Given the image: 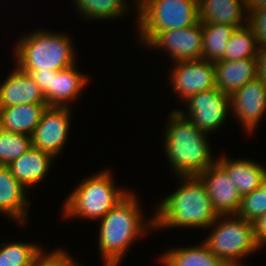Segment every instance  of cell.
Instances as JSON below:
<instances>
[{
	"mask_svg": "<svg viewBox=\"0 0 266 266\" xmlns=\"http://www.w3.org/2000/svg\"><path fill=\"white\" fill-rule=\"evenodd\" d=\"M72 41L65 34L36 31L19 40L14 50L20 70L65 69L76 62Z\"/></svg>",
	"mask_w": 266,
	"mask_h": 266,
	"instance_id": "obj_4",
	"label": "cell"
},
{
	"mask_svg": "<svg viewBox=\"0 0 266 266\" xmlns=\"http://www.w3.org/2000/svg\"><path fill=\"white\" fill-rule=\"evenodd\" d=\"M169 121L164 131L166 157L176 174L181 176H198L215 164L209 142L204 131L178 109L168 116Z\"/></svg>",
	"mask_w": 266,
	"mask_h": 266,
	"instance_id": "obj_1",
	"label": "cell"
},
{
	"mask_svg": "<svg viewBox=\"0 0 266 266\" xmlns=\"http://www.w3.org/2000/svg\"><path fill=\"white\" fill-rule=\"evenodd\" d=\"M266 213V179L261 183V185L242 196L241 204L237 216L253 222L262 214Z\"/></svg>",
	"mask_w": 266,
	"mask_h": 266,
	"instance_id": "obj_28",
	"label": "cell"
},
{
	"mask_svg": "<svg viewBox=\"0 0 266 266\" xmlns=\"http://www.w3.org/2000/svg\"><path fill=\"white\" fill-rule=\"evenodd\" d=\"M28 73L33 81L39 86L45 97L47 106H51V81L52 75L58 71L53 70H21Z\"/></svg>",
	"mask_w": 266,
	"mask_h": 266,
	"instance_id": "obj_31",
	"label": "cell"
},
{
	"mask_svg": "<svg viewBox=\"0 0 266 266\" xmlns=\"http://www.w3.org/2000/svg\"><path fill=\"white\" fill-rule=\"evenodd\" d=\"M174 63L170 80L173 90L181 96L182 100L216 87L213 62L199 59Z\"/></svg>",
	"mask_w": 266,
	"mask_h": 266,
	"instance_id": "obj_11",
	"label": "cell"
},
{
	"mask_svg": "<svg viewBox=\"0 0 266 266\" xmlns=\"http://www.w3.org/2000/svg\"><path fill=\"white\" fill-rule=\"evenodd\" d=\"M259 45L252 28L246 24L236 28L230 36L223 55V60H240L244 58H256Z\"/></svg>",
	"mask_w": 266,
	"mask_h": 266,
	"instance_id": "obj_24",
	"label": "cell"
},
{
	"mask_svg": "<svg viewBox=\"0 0 266 266\" xmlns=\"http://www.w3.org/2000/svg\"><path fill=\"white\" fill-rule=\"evenodd\" d=\"M256 59L258 77L266 81V45L259 46Z\"/></svg>",
	"mask_w": 266,
	"mask_h": 266,
	"instance_id": "obj_33",
	"label": "cell"
},
{
	"mask_svg": "<svg viewBox=\"0 0 266 266\" xmlns=\"http://www.w3.org/2000/svg\"><path fill=\"white\" fill-rule=\"evenodd\" d=\"M41 249L31 243H2L0 266H33L36 255Z\"/></svg>",
	"mask_w": 266,
	"mask_h": 266,
	"instance_id": "obj_26",
	"label": "cell"
},
{
	"mask_svg": "<svg viewBox=\"0 0 266 266\" xmlns=\"http://www.w3.org/2000/svg\"><path fill=\"white\" fill-rule=\"evenodd\" d=\"M186 102L188 114L183 110L179 111L206 134L222 126L229 112L228 109H231L230 95L221 92L217 87L198 92L190 96Z\"/></svg>",
	"mask_w": 266,
	"mask_h": 266,
	"instance_id": "obj_8",
	"label": "cell"
},
{
	"mask_svg": "<svg viewBox=\"0 0 266 266\" xmlns=\"http://www.w3.org/2000/svg\"><path fill=\"white\" fill-rule=\"evenodd\" d=\"M53 157L39 149L31 147L21 157L14 160L10 169L14 177L25 187L40 183L49 172Z\"/></svg>",
	"mask_w": 266,
	"mask_h": 266,
	"instance_id": "obj_17",
	"label": "cell"
},
{
	"mask_svg": "<svg viewBox=\"0 0 266 266\" xmlns=\"http://www.w3.org/2000/svg\"><path fill=\"white\" fill-rule=\"evenodd\" d=\"M183 185L166 196L153 217L154 229L168 227L208 228L216 220L205 184L198 176H181Z\"/></svg>",
	"mask_w": 266,
	"mask_h": 266,
	"instance_id": "obj_2",
	"label": "cell"
},
{
	"mask_svg": "<svg viewBox=\"0 0 266 266\" xmlns=\"http://www.w3.org/2000/svg\"><path fill=\"white\" fill-rule=\"evenodd\" d=\"M247 16L266 7V0H244Z\"/></svg>",
	"mask_w": 266,
	"mask_h": 266,
	"instance_id": "obj_34",
	"label": "cell"
},
{
	"mask_svg": "<svg viewBox=\"0 0 266 266\" xmlns=\"http://www.w3.org/2000/svg\"><path fill=\"white\" fill-rule=\"evenodd\" d=\"M47 104L0 107V129L32 136Z\"/></svg>",
	"mask_w": 266,
	"mask_h": 266,
	"instance_id": "obj_19",
	"label": "cell"
},
{
	"mask_svg": "<svg viewBox=\"0 0 266 266\" xmlns=\"http://www.w3.org/2000/svg\"><path fill=\"white\" fill-rule=\"evenodd\" d=\"M198 177L205 184L213 209L218 215H234L238 212L242 196L227 172L217 162Z\"/></svg>",
	"mask_w": 266,
	"mask_h": 266,
	"instance_id": "obj_13",
	"label": "cell"
},
{
	"mask_svg": "<svg viewBox=\"0 0 266 266\" xmlns=\"http://www.w3.org/2000/svg\"><path fill=\"white\" fill-rule=\"evenodd\" d=\"M203 25L193 24L186 28L166 30L158 33L147 47L165 49L174 62L201 59Z\"/></svg>",
	"mask_w": 266,
	"mask_h": 266,
	"instance_id": "obj_10",
	"label": "cell"
},
{
	"mask_svg": "<svg viewBox=\"0 0 266 266\" xmlns=\"http://www.w3.org/2000/svg\"><path fill=\"white\" fill-rule=\"evenodd\" d=\"M70 112L68 106H47L31 136L32 147L57 157L67 141Z\"/></svg>",
	"mask_w": 266,
	"mask_h": 266,
	"instance_id": "obj_9",
	"label": "cell"
},
{
	"mask_svg": "<svg viewBox=\"0 0 266 266\" xmlns=\"http://www.w3.org/2000/svg\"><path fill=\"white\" fill-rule=\"evenodd\" d=\"M213 225L216 227L203 242L227 266H241L239 259L260 247L254 237L253 223L236 214L218 215L210 227Z\"/></svg>",
	"mask_w": 266,
	"mask_h": 266,
	"instance_id": "obj_7",
	"label": "cell"
},
{
	"mask_svg": "<svg viewBox=\"0 0 266 266\" xmlns=\"http://www.w3.org/2000/svg\"><path fill=\"white\" fill-rule=\"evenodd\" d=\"M231 109L246 132H252L266 112V81L257 77L231 96Z\"/></svg>",
	"mask_w": 266,
	"mask_h": 266,
	"instance_id": "obj_12",
	"label": "cell"
},
{
	"mask_svg": "<svg viewBox=\"0 0 266 266\" xmlns=\"http://www.w3.org/2000/svg\"><path fill=\"white\" fill-rule=\"evenodd\" d=\"M203 25V43L202 60H208L215 63L223 60L225 48L233 34L236 26L229 24L202 23Z\"/></svg>",
	"mask_w": 266,
	"mask_h": 266,
	"instance_id": "obj_23",
	"label": "cell"
},
{
	"mask_svg": "<svg viewBox=\"0 0 266 266\" xmlns=\"http://www.w3.org/2000/svg\"><path fill=\"white\" fill-rule=\"evenodd\" d=\"M202 23L229 24L242 27L248 22L244 0H198ZM245 21V24L242 22Z\"/></svg>",
	"mask_w": 266,
	"mask_h": 266,
	"instance_id": "obj_20",
	"label": "cell"
},
{
	"mask_svg": "<svg viewBox=\"0 0 266 266\" xmlns=\"http://www.w3.org/2000/svg\"><path fill=\"white\" fill-rule=\"evenodd\" d=\"M77 9L86 19H113L123 16L127 11L125 0H73ZM126 9V10H125ZM125 12V13H124Z\"/></svg>",
	"mask_w": 266,
	"mask_h": 266,
	"instance_id": "obj_25",
	"label": "cell"
},
{
	"mask_svg": "<svg viewBox=\"0 0 266 266\" xmlns=\"http://www.w3.org/2000/svg\"><path fill=\"white\" fill-rule=\"evenodd\" d=\"M0 85V107L20 104H47L39 86L17 66Z\"/></svg>",
	"mask_w": 266,
	"mask_h": 266,
	"instance_id": "obj_14",
	"label": "cell"
},
{
	"mask_svg": "<svg viewBox=\"0 0 266 266\" xmlns=\"http://www.w3.org/2000/svg\"><path fill=\"white\" fill-rule=\"evenodd\" d=\"M163 266H227L202 242L199 246L171 249L160 258Z\"/></svg>",
	"mask_w": 266,
	"mask_h": 266,
	"instance_id": "obj_22",
	"label": "cell"
},
{
	"mask_svg": "<svg viewBox=\"0 0 266 266\" xmlns=\"http://www.w3.org/2000/svg\"><path fill=\"white\" fill-rule=\"evenodd\" d=\"M217 163L227 172L241 196L251 193L266 179V169L259 163L245 159L229 160L221 155Z\"/></svg>",
	"mask_w": 266,
	"mask_h": 266,
	"instance_id": "obj_18",
	"label": "cell"
},
{
	"mask_svg": "<svg viewBox=\"0 0 266 266\" xmlns=\"http://www.w3.org/2000/svg\"><path fill=\"white\" fill-rule=\"evenodd\" d=\"M139 39L147 45L158 33L200 22L198 0H136Z\"/></svg>",
	"mask_w": 266,
	"mask_h": 266,
	"instance_id": "obj_6",
	"label": "cell"
},
{
	"mask_svg": "<svg viewBox=\"0 0 266 266\" xmlns=\"http://www.w3.org/2000/svg\"><path fill=\"white\" fill-rule=\"evenodd\" d=\"M111 175L110 171L105 170L84 179L68 195L63 205V215L89 220L103 218L130 193L117 188Z\"/></svg>",
	"mask_w": 266,
	"mask_h": 266,
	"instance_id": "obj_5",
	"label": "cell"
},
{
	"mask_svg": "<svg viewBox=\"0 0 266 266\" xmlns=\"http://www.w3.org/2000/svg\"><path fill=\"white\" fill-rule=\"evenodd\" d=\"M247 24L252 28L259 46L266 45V7L258 9L250 15Z\"/></svg>",
	"mask_w": 266,
	"mask_h": 266,
	"instance_id": "obj_30",
	"label": "cell"
},
{
	"mask_svg": "<svg viewBox=\"0 0 266 266\" xmlns=\"http://www.w3.org/2000/svg\"><path fill=\"white\" fill-rule=\"evenodd\" d=\"M215 86L232 95L247 82L258 77L257 59L219 60L214 63Z\"/></svg>",
	"mask_w": 266,
	"mask_h": 266,
	"instance_id": "obj_15",
	"label": "cell"
},
{
	"mask_svg": "<svg viewBox=\"0 0 266 266\" xmlns=\"http://www.w3.org/2000/svg\"><path fill=\"white\" fill-rule=\"evenodd\" d=\"M31 147V136L0 129V165L9 166Z\"/></svg>",
	"mask_w": 266,
	"mask_h": 266,
	"instance_id": "obj_27",
	"label": "cell"
},
{
	"mask_svg": "<svg viewBox=\"0 0 266 266\" xmlns=\"http://www.w3.org/2000/svg\"><path fill=\"white\" fill-rule=\"evenodd\" d=\"M136 197L130 191L122 201L99 219V250L105 262L104 266H118L132 242L147 233L145 231L154 229L153 217L147 224L144 223Z\"/></svg>",
	"mask_w": 266,
	"mask_h": 266,
	"instance_id": "obj_3",
	"label": "cell"
},
{
	"mask_svg": "<svg viewBox=\"0 0 266 266\" xmlns=\"http://www.w3.org/2000/svg\"><path fill=\"white\" fill-rule=\"evenodd\" d=\"M75 65L76 63L52 75L51 106L67 107L78 98L83 86H86L87 76L77 71Z\"/></svg>",
	"mask_w": 266,
	"mask_h": 266,
	"instance_id": "obj_21",
	"label": "cell"
},
{
	"mask_svg": "<svg viewBox=\"0 0 266 266\" xmlns=\"http://www.w3.org/2000/svg\"><path fill=\"white\" fill-rule=\"evenodd\" d=\"M78 264L63 249L55 250L46 255L41 249L36 255L33 266H79Z\"/></svg>",
	"mask_w": 266,
	"mask_h": 266,
	"instance_id": "obj_29",
	"label": "cell"
},
{
	"mask_svg": "<svg viewBox=\"0 0 266 266\" xmlns=\"http://www.w3.org/2000/svg\"><path fill=\"white\" fill-rule=\"evenodd\" d=\"M25 187L14 177L9 166L0 165V213L15 219L19 224L26 221L30 202Z\"/></svg>",
	"mask_w": 266,
	"mask_h": 266,
	"instance_id": "obj_16",
	"label": "cell"
},
{
	"mask_svg": "<svg viewBox=\"0 0 266 266\" xmlns=\"http://www.w3.org/2000/svg\"><path fill=\"white\" fill-rule=\"evenodd\" d=\"M253 223L254 237L260 247L266 244V213L258 217Z\"/></svg>",
	"mask_w": 266,
	"mask_h": 266,
	"instance_id": "obj_32",
	"label": "cell"
}]
</instances>
